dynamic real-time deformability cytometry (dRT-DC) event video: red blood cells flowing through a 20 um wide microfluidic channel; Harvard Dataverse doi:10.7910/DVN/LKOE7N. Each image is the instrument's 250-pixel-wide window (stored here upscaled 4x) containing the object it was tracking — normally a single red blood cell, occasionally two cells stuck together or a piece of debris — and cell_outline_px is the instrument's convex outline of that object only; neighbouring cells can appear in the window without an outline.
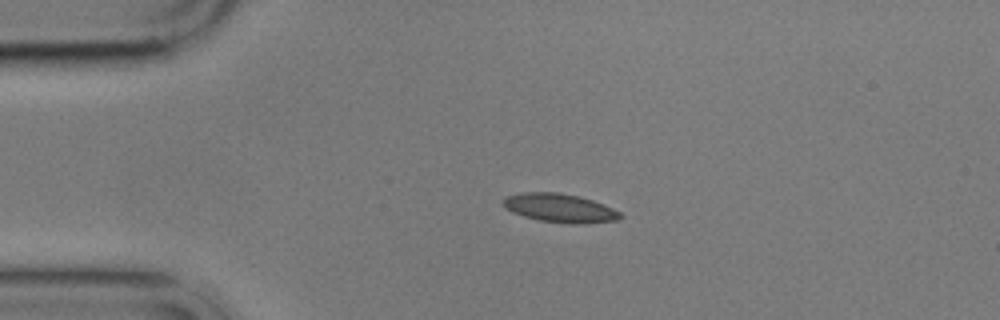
{"species": "common noctule bat (a hibernating species)", "species_latin": "Nyctalus noctula", "temperature_condition": "cold", "stored_images_in_passage": 4, "camera_frame_rate_fps": 3000, "um_per_image_px": 0.085, "animal": {"sex": "male", "body_mass_g": 17.9}, "frame": {"image": 1, "passage_image": 3, "time_ms": 3.333, "image_size_px": [1000, 320], "cell_outline_px": [[624, 216], [616, 220], [580, 224], [572, 224], [540, 220], [524, 216], [512, 212], [504, 208], [500, 204], [508, 196], [520, 192], [556, 192], [576, 196], [592, 200], [604, 204], [620, 212]], "centroid_in_image_um": [47.56, 17.68], "position_along_channel_um": 37.4, "area_um2": 19.48}}